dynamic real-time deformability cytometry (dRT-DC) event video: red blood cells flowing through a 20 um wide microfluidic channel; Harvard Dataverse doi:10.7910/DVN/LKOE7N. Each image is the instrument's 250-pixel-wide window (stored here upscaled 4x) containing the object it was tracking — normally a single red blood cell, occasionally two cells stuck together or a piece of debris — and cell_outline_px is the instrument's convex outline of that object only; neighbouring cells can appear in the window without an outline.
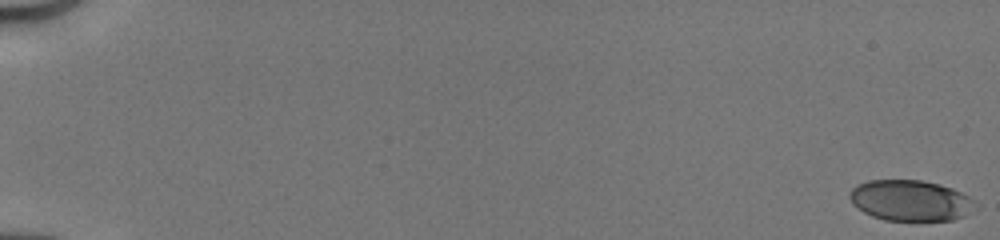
{"species": "human", "species_latin": "Homo sapiens", "temperature_condition": "cold", "stored_images_in_passage": 52, "camera_frame_rate_fps": 3000, "um_per_image_px": 0.085, "donor": {"sex": "male"}, "frame": {"image": 1, "passage_image": 1, "time_ms": 0.0, "image_size_px": [1000, 240], "cell_outline_px": [[980, 208], [964, 216], [952, 220], [884, 220], [872, 216], [864, 212], [852, 204], [848, 196], [848, 192], [856, 184], [868, 180], [920, 180], [940, 184], [952, 188], [976, 200], [980, 204]], "centroid_in_image_um": [77.43, 17.04], "position_along_channel_um": 7.6, "area_um2": 30.4}}
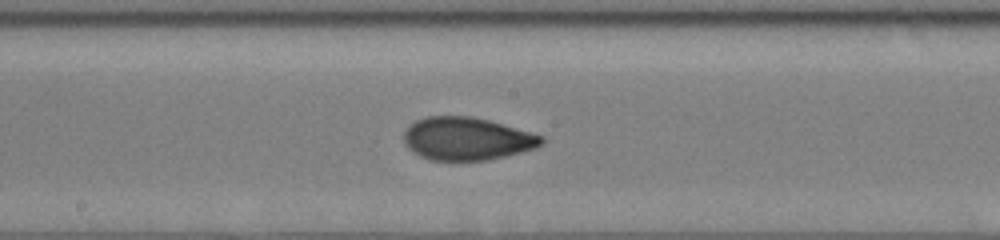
{"frame": {"image": 2, "passage_image": 30, "time_ms": 9.667, "image_size_px": [1000, 240], "cell_outline_px": [[544, 144], [536, 148], [488, 160], [432, 160], [420, 156], [412, 152], [404, 144], [404, 132], [408, 124], [416, 120], [428, 116], [472, 116], [488, 120], [532, 132], [544, 136]], "centroid_in_image_um": [39.67, 11.78], "position_along_channel_um": 208.5, "area_um2": 34.56}}
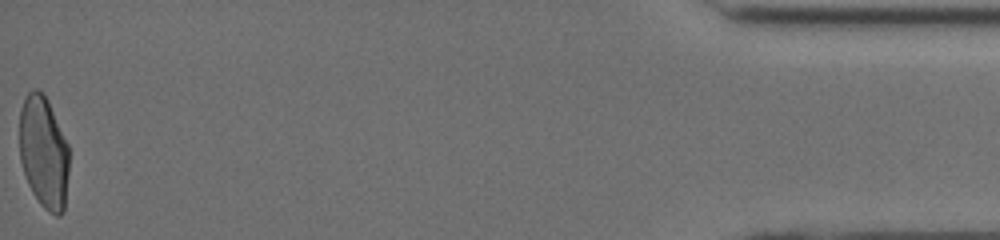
{"frame": {"image": 3, "passage_image": 52, "time_ms": 17.0, "image_size_px": [1000, 240], "cell_outline_px": [[68, 172], [64, 212], [60, 216], [56, 216], [48, 212], [40, 204], [32, 192], [28, 184], [20, 160], [20, 108], [24, 96], [32, 88], [36, 88], [48, 100], [68, 144]], "centroid_in_image_um": [3.71, 12.95], "position_along_channel_um": 431.5, "area_um2": 32.6}, "authors_computed_cell_mechanics": {"area_um2": 32.8304, "velocity_mm_per_s": 4.1696, "shape_relaxation_time_tau1_ms": 3.456, "shape_relaxation_time_tau2_ms": 1.1561, "deformation_change_tau1": 0.1491, "deformation_change_tau2": 0.0558}}